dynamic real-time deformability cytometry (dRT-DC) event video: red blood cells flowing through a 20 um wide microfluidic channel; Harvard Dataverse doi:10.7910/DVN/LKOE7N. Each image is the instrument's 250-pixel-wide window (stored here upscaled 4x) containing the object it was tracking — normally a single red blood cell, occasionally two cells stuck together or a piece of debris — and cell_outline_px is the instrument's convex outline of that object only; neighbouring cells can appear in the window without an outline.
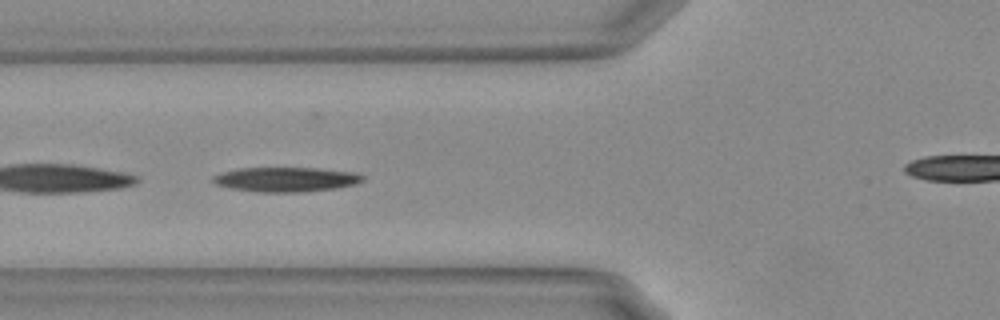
{"species": "Egyptian fruit bat (a non-hibernating species)", "species_latin": "Rousettus aegyptiacus", "temperature_condition": "warm", "stored_images_in_passage": 33, "camera_frame_rate_fps": 3000, "um_per_image_px": 0.085, "animal": {"sex": "female"}, "frame": {"image": 1, "passage_image": 6, "time_ms": 1.667, "image_size_px": [1000, 320], "cell_outline_px": [[364, 180], [356, 184], [336, 188], [304, 192], [256, 192], [232, 188], [216, 184], [212, 180], [212, 176], [224, 172], [240, 168], [316, 168], [356, 172], [364, 176]], "centroid_in_image_um": [24.35, 15.25], "position_along_channel_um": 101.5, "area_um2": 21.44}, "authors_computed_cell_mechanics": {"area_um2": 21.5594, "velocity_mm_per_s": 3.7024, "shape_relaxation_time_tau1_ms": 4.4749, "shape_relaxation_time_tau2_ms": null, "deformation_change_tau1": 0.1637, "deformation_change_tau2": null}}